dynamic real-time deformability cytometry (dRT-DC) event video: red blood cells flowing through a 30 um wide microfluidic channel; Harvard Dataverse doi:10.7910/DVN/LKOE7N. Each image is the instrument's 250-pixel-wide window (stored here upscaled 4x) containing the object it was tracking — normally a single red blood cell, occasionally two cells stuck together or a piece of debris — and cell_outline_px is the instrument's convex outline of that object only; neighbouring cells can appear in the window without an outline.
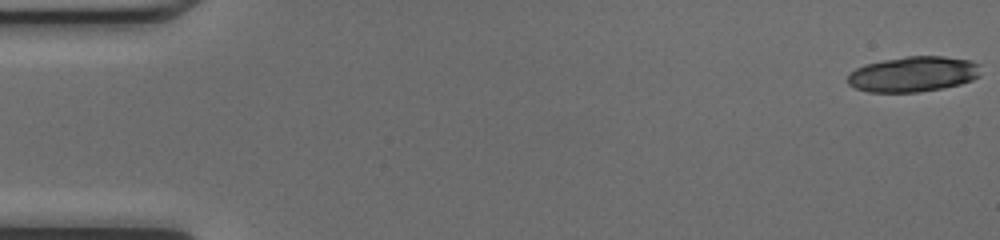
{"species": "common noctule bat (a hibernating species)", "species_latin": "Nyctalus noctula", "temperature_condition": "cold", "stored_images_in_passage": 17, "camera_frame_rate_fps": 3000, "um_per_image_px": 0.085, "animal": {"sex": "female", "body_mass_g": 17.0, "forearm_length_mm": 48.0}, "frame": {"image": 1, "passage_image": 1, "time_ms": 0.0, "image_size_px": [1000, 240], "cell_outline_px": [[980, 76], [972, 80], [960, 84], [920, 92], [868, 92], [856, 88], [848, 84], [848, 72], [864, 64], [884, 60], [908, 56], [944, 56], [972, 60], [980, 64]], "centroid_in_image_um": [77.63, 6.29], "position_along_channel_um": 7.4, "area_um2": 27.63}}
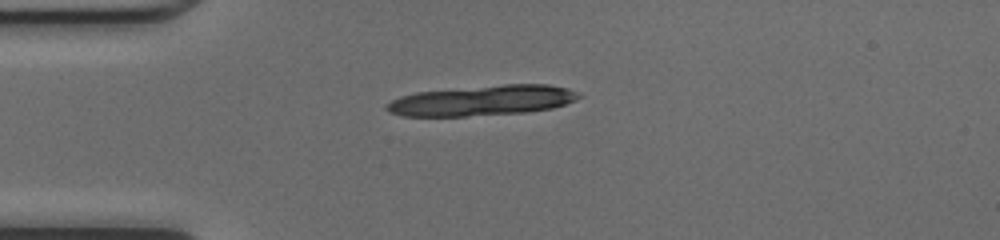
{"frame": {"image": 2, "passage_image": 13, "time_ms": 4.0, "image_size_px": [1000, 240], "cell_outline_px": [[584, 96], [576, 100], [552, 108], [524, 112], [464, 116], [400, 116], [388, 112], [384, 108], [384, 104], [400, 96], [416, 92], [504, 84], [548, 84], [568, 88], [580, 92]], "centroid_in_image_um": [40.99, 8.54], "position_along_channel_um": 44.0, "area_um2": 34.04}}